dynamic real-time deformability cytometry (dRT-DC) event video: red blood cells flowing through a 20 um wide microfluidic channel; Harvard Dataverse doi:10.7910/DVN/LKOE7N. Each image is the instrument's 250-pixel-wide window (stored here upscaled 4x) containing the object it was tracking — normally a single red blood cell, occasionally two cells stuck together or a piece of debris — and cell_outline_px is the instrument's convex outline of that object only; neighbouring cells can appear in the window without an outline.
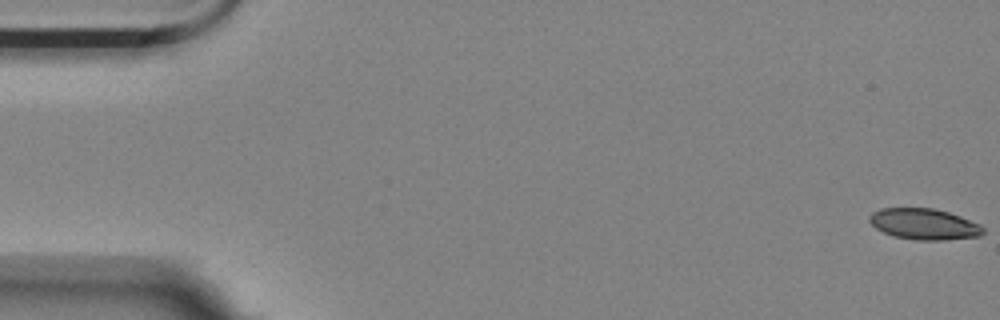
{"species": "Egyptian fruit bat (a non-hibernating species)", "species_latin": "Rousettus aegyptiacus", "temperature_condition": "room temperature", "stored_images_in_passage": 7, "camera_frame_rate_fps": 3000, "um_per_image_px": 0.085, "animal": {"sex": "female"}, "frame": {"image": 1, "passage_image": 1, "time_ms": 0.0, "image_size_px": [1000, 320], "cell_outline_px": [[984, 232], [980, 236], [944, 240], [916, 240], [892, 236], [876, 228], [868, 220], [868, 216], [872, 212], [880, 208], [932, 208], [948, 212], [960, 216], [980, 224], [984, 228]], "centroid_in_image_um": [78.53, 19.05], "position_along_channel_um": 6.5, "area_um2": 20.63}}
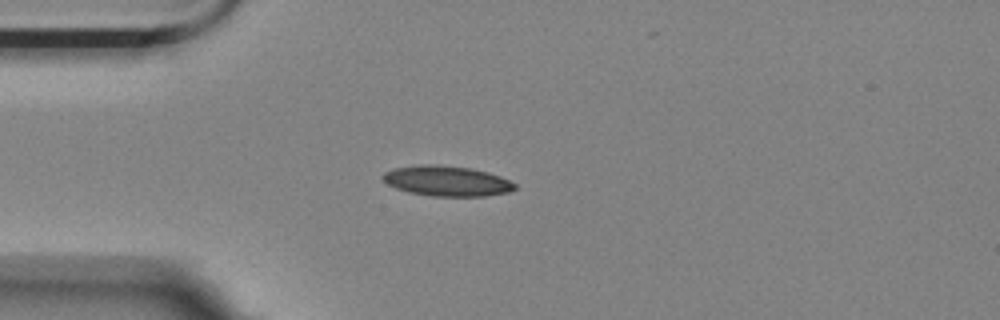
{"frame": {"image": 2, "passage_image": 5, "time_ms": 4.667, "image_size_px": [1000, 320], "cell_outline_px": [[516, 188], [508, 192], [484, 196], [432, 196], [408, 192], [396, 188], [388, 184], [380, 176], [384, 172], [392, 168], [420, 164], [440, 164], [472, 168], [488, 172], [500, 176], [516, 184]], "centroid_in_image_um": [37.95, 15.37], "position_along_channel_um": 47.0, "area_um2": 23.47}}
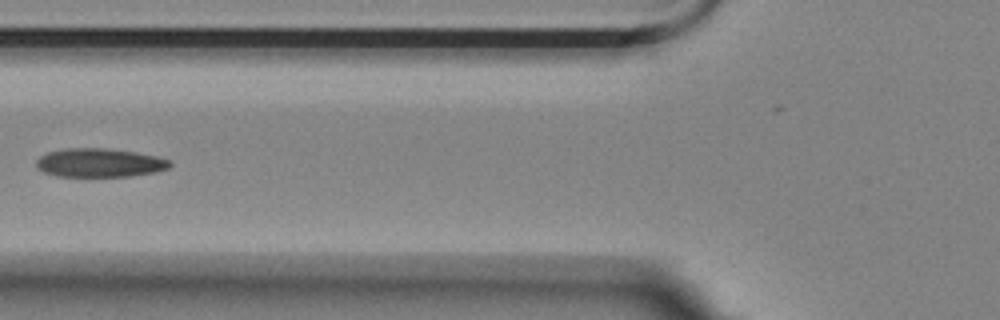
{"frame": {"image": 3, "passage_image": 7, "time_ms": 7.0, "image_size_px": [1000, 320], "cell_outline_px": [[172, 164], [168, 168], [156, 172], [128, 176], [56, 176], [44, 172], [36, 168], [36, 160], [40, 156], [48, 152], [64, 148], [104, 148], [136, 152], [156, 156], [168, 160]], "centroid_in_image_um": [8.43, 13.83], "position_along_channel_um": 117.4, "area_um2": 22.31}}